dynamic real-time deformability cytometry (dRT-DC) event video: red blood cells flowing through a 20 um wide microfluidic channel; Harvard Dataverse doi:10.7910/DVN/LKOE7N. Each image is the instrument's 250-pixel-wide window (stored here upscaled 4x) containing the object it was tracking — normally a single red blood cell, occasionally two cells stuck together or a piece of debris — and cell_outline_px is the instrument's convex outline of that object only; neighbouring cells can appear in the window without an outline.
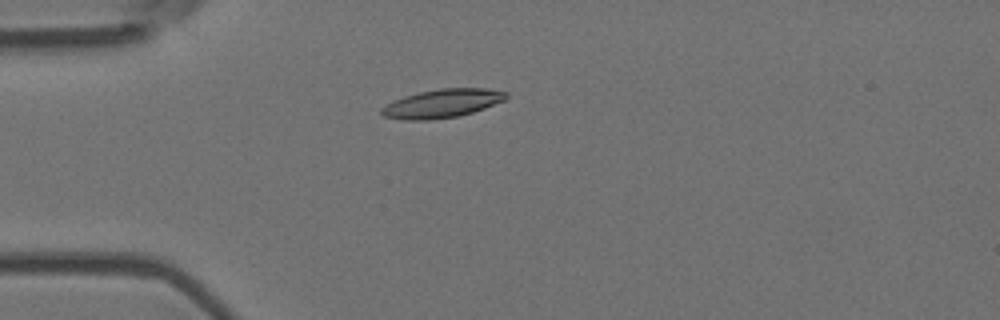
{"species": "Egyptian fruit bat (a non-hibernating species)", "species_latin": "Rousettus aegyptiacus", "temperature_condition": "room temperature", "stored_images_in_passage": 2, "camera_frame_rate_fps": 3000, "um_per_image_px": 0.085, "animal": {"sex": "female"}, "frame": {"image": 1, "passage_image": 1, "time_ms": 0.0, "image_size_px": [1000, 320], "cell_outline_px": [[508, 96], [504, 100], [484, 108], [460, 116], [428, 120], [400, 120], [384, 116], [380, 112], [380, 108], [404, 96], [420, 92], [440, 88], [488, 88], [508, 92]], "centroid_in_image_um": [37.59, 8.79], "position_along_channel_um": 47.4, "area_um2": 20.69}}